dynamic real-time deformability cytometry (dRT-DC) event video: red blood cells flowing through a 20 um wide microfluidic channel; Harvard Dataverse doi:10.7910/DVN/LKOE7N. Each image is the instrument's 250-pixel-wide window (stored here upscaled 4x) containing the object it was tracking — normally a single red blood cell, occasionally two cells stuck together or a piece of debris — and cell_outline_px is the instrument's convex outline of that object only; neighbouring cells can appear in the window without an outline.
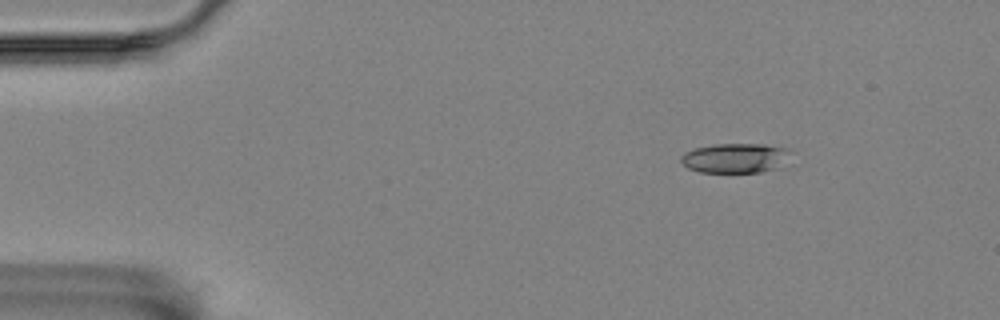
{"species": "Egyptian fruit bat (a non-hibernating species)", "species_latin": "Rousettus aegyptiacus", "temperature_condition": "room temperature", "stored_images_in_passage": 6, "camera_frame_rate_fps": 3000, "um_per_image_px": 0.085, "animal": {"sex": "female"}, "frame": {"image": 1, "passage_image": 3, "time_ms": 0.667, "image_size_px": [1000, 320], "cell_outline_px": [[792, 152], [784, 164], [780, 168], [760, 172], [700, 172], [688, 168], [680, 160], [680, 156], [684, 152], [696, 148], [716, 144], [764, 144], [784, 148]], "centroid_in_image_um": [62.52, 13.44], "position_along_channel_um": 22.5, "area_um2": 19.02}}
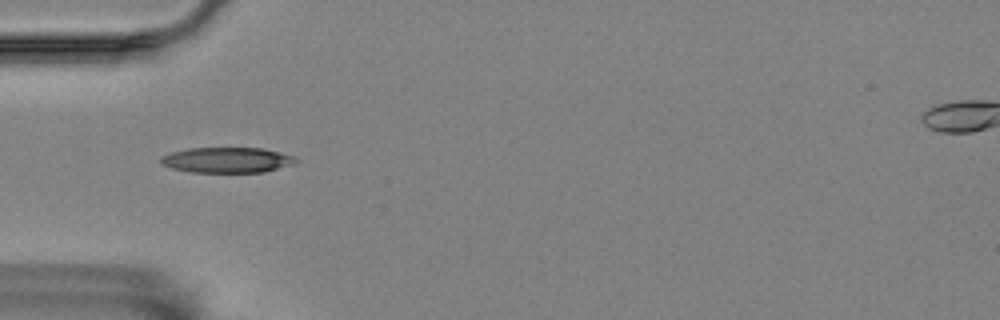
{"frame": {"image": 2, "passage_image": 6, "time_ms": 1.667, "image_size_px": [1000, 320], "cell_outline_px": [[300, 160], [292, 164], [264, 172], [192, 172], [172, 168], [160, 164], [160, 156], [172, 152], [188, 148], [264, 148], [280, 152], [292, 156]], "centroid_in_image_um": [19.27, 13.6], "position_along_channel_um": 65.7, "area_um2": 20.0}}